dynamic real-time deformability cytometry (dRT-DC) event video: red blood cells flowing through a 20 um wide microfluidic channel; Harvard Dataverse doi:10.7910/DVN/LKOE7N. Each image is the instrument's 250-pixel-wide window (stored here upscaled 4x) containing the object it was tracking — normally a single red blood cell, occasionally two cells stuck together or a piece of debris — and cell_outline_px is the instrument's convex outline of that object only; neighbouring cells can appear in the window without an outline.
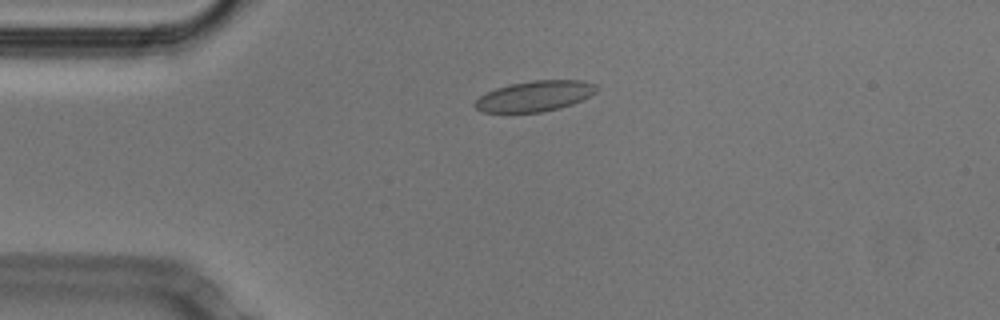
{"species": "Egyptian fruit bat (a non-hibernating species)", "species_latin": "Rousettus aegyptiacus", "temperature_condition": "cold", "stored_images_in_passage": 42, "camera_frame_rate_fps": 3000, "um_per_image_px": 0.085, "animal": {"sex": "male"}, "frame": {"image": 1, "passage_image": 1, "time_ms": 0.0, "image_size_px": [1000, 320], "cell_outline_px": [[600, 88], [596, 92], [572, 104], [560, 108], [540, 112], [484, 112], [476, 108], [472, 104], [480, 96], [496, 88], [512, 84], [532, 80], [584, 80], [596, 84]], "centroid_in_image_um": [45.49, 8.16], "position_along_channel_um": 39.5, "area_um2": 21.56}}
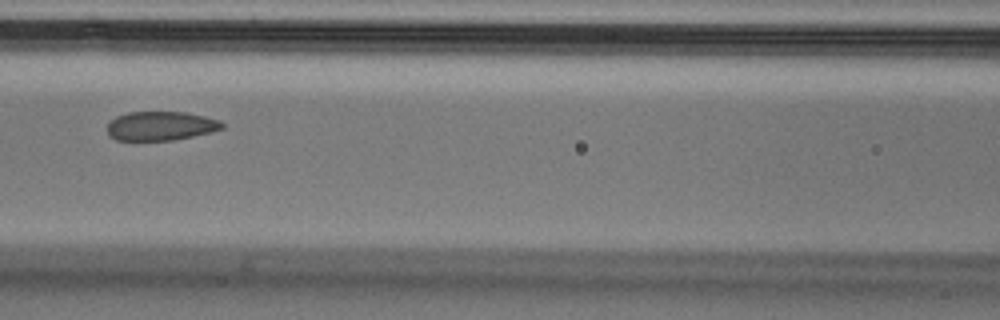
{"frame": {"image": 2, "passage_image": 12, "time_ms": 3.667, "image_size_px": [1000, 320], "cell_outline_px": [[224, 128], [212, 132], [172, 140], [116, 140], [108, 136], [108, 124], [116, 116], [128, 112], [188, 112], [220, 120], [224, 124]], "centroid_in_image_um": [13.67, 10.7], "position_along_channel_um": 152.9, "area_um2": 19.48}}
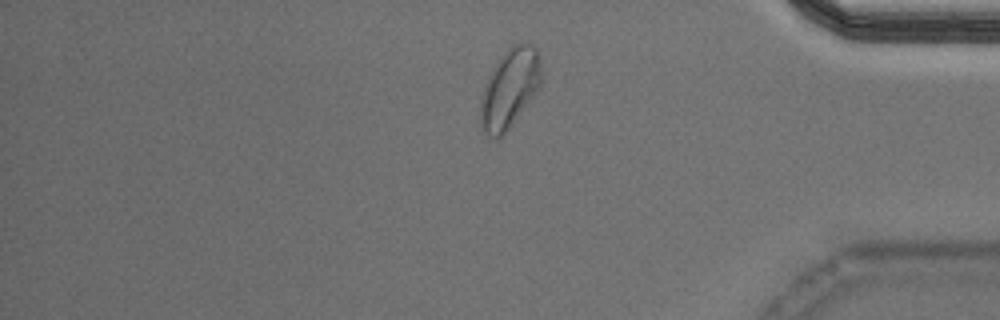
{"frame": {"image": 3, "passage_image": 33, "time_ms": 10.667, "image_size_px": [1000, 320], "cell_outline_px": [[540, 84], [532, 96], [508, 128], [496, 140], [492, 140], [484, 132], [480, 124], [480, 100], [484, 84], [492, 68], [500, 56], [512, 44], [532, 44], [540, 48]], "centroid_in_image_um": [43.28, 7.48], "position_along_channel_um": 391.9, "area_um2": 27.86}, "authors_computed_cell_mechanics": {"area_um2": 21.5016, "velocity_mm_per_s": 3.7703, "shape_relaxation_time_tau1_ms": null, "shape_relaxation_time_tau2_ms": 1.2964, "deformation_change_tau1": null, "deformation_change_tau2": 0.0359}}